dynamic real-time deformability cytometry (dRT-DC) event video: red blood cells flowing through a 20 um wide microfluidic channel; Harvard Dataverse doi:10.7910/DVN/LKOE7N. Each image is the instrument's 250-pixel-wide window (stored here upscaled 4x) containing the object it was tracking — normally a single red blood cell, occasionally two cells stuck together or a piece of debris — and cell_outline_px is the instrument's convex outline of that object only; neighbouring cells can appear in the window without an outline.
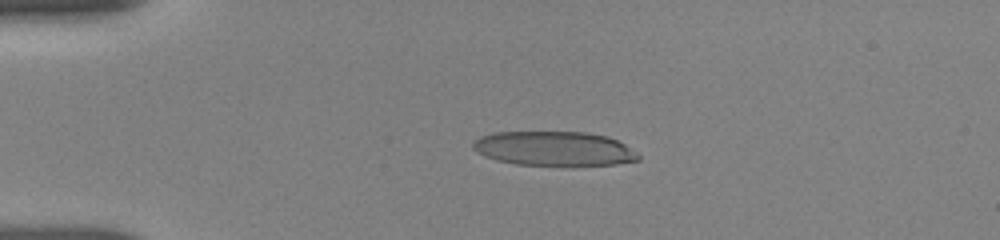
{"species": "human", "species_latin": "Homo sapiens", "temperature_condition": "room temperature", "stored_images_in_passage": 35, "camera_frame_rate_fps": 3000, "um_per_image_px": 0.085, "donor": {"sex": "female"}, "frame": {"image": 1, "passage_image": 4, "time_ms": 1.0, "image_size_px": [1000, 240], "cell_outline_px": [[640, 160], [616, 164], [516, 164], [496, 160], [484, 156], [476, 152], [472, 148], [472, 144], [480, 136], [492, 132], [588, 132], [608, 136], [624, 144], [636, 152], [640, 156]], "centroid_in_image_um": [47.07, 12.61], "position_along_channel_um": 37.9, "area_um2": 32.83}}
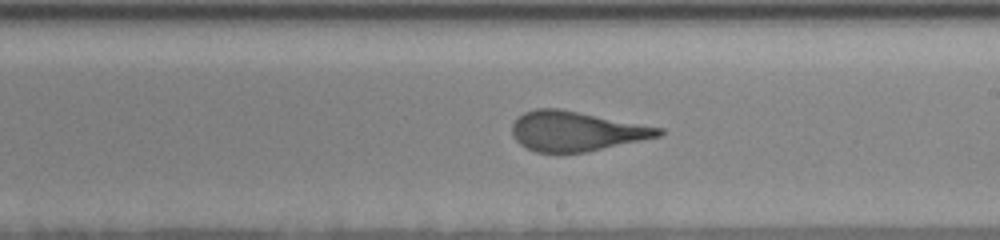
{"frame": {"image": 2, "passage_image": 20, "time_ms": 7.333, "image_size_px": [1000, 240], "cell_outline_px": [[664, 132], [660, 136], [584, 152], [536, 152], [520, 144], [512, 136], [512, 124], [516, 116], [524, 112], [536, 108], [560, 108], [664, 128]], "centroid_in_image_um": [48.94, 11.13], "position_along_channel_um": 240.1, "area_um2": 33.87}}
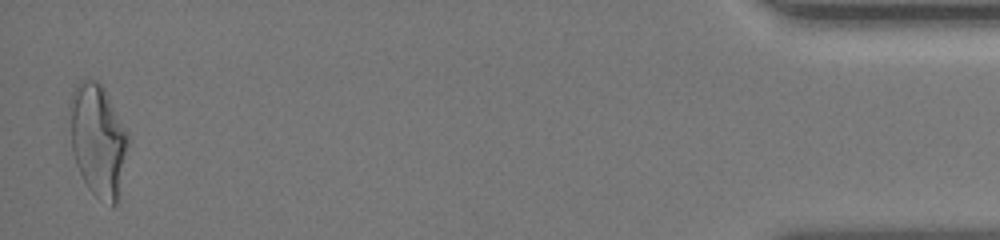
{"frame": {"image": 3, "passage_image": 35, "time_ms": 14.333, "image_size_px": [1000, 240], "cell_outline_px": [[128, 144], [120, 200], [112, 208], [96, 196], [88, 188], [76, 164], [72, 152], [72, 92], [80, 80], [96, 80], [104, 88], [128, 136]], "centroid_in_image_um": [8.37, 12.02], "position_along_channel_um": 426.8, "area_um2": 37.51}, "authors_computed_cell_mechanics": {"area_um2": 34.7956, "velocity_mm_per_s": 3.826, "shape_relaxation_time_tau1_ms": 4.9054, "shape_relaxation_time_tau2_ms": 0.8983, "deformation_change_tau1": 0.217, "deformation_change_tau2": 0.1016}}